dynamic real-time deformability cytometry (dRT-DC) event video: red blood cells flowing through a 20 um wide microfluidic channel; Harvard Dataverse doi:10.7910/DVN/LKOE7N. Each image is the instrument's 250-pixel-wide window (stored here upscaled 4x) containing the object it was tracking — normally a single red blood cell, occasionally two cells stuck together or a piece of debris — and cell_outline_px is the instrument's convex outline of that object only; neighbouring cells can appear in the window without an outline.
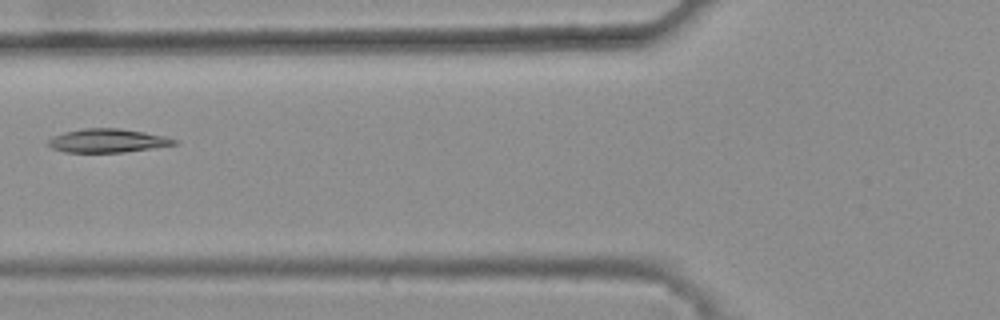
{"species": "common noctule bat (a hibernating species)", "species_latin": "Nyctalus noctula", "temperature_condition": "warm", "stored_images_in_passage": 8, "camera_frame_rate_fps": 3000, "um_per_image_px": 0.085, "animal": {"sex": "female", "body_mass_g": 25.1}, "frame": {"image": 1, "passage_image": 7, "time_ms": 2.0, "image_size_px": [1000, 320], "cell_outline_px": [[176, 144], [124, 152], [64, 152], [52, 148], [48, 144], [48, 140], [52, 136], [64, 132], [84, 128], [120, 128], [144, 132], [164, 136], [176, 140]], "centroid_in_image_um": [9.09, 11.95], "position_along_channel_um": 116.7, "area_um2": 17.17}}
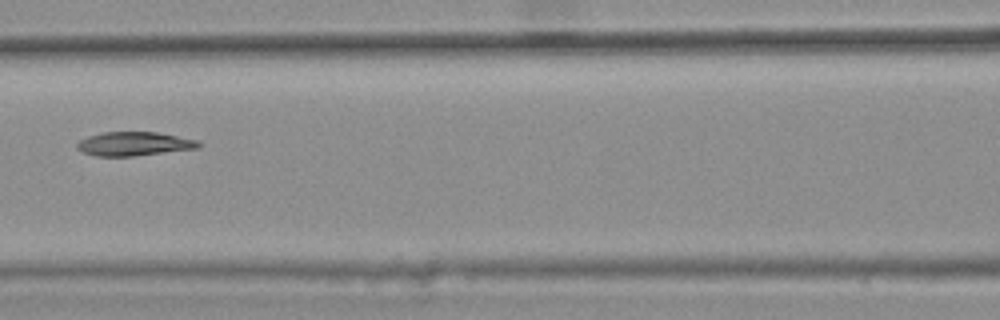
{"frame": {"image": 2, "passage_image": 8, "time_ms": 2.333, "image_size_px": [1000, 320], "cell_outline_px": [[204, 144], [200, 148], [132, 156], [96, 156], [84, 152], [76, 148], [76, 144], [80, 140], [88, 136], [104, 132], [156, 132], [200, 140]], "centroid_in_image_um": [11.46, 12.22], "position_along_channel_um": 155.1, "area_um2": 16.99}}